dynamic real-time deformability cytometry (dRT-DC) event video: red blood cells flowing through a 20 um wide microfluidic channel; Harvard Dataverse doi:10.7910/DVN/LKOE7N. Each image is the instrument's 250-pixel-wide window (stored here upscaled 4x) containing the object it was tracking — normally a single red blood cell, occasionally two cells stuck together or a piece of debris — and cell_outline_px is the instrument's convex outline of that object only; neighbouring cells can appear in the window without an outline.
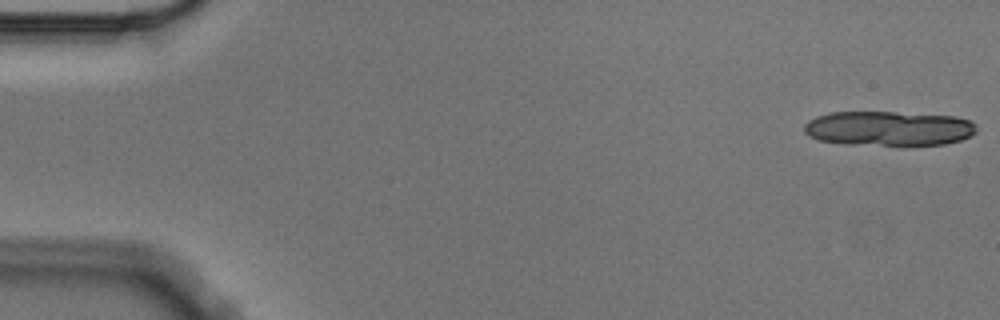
{"species": "Egyptian fruit bat (a non-hibernating species)", "species_latin": "Rousettus aegyptiacus", "temperature_condition": "cold", "stored_images_in_passage": 7, "camera_frame_rate_fps": 3000, "um_per_image_px": 0.085, "animal": {"sex": "male"}, "frame": {"image": 1, "passage_image": 1, "time_ms": 0.0, "image_size_px": [1000, 320], "cell_outline_px": [[976, 132], [972, 136], [960, 140], [944, 144], [904, 148], [820, 140], [808, 136], [804, 132], [804, 124], [808, 120], [816, 116], [828, 112], [896, 112], [956, 116], [972, 120], [976, 124]], "centroid_in_image_um": [75.61, 10.94], "position_along_channel_um": 9.4, "area_um2": 35.84}}
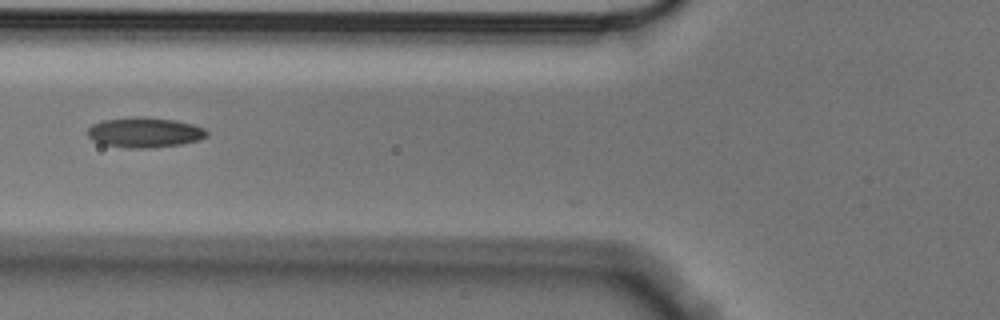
{"frame": {"image": 2, "passage_image": 6, "time_ms": 1.667, "image_size_px": [1000, 320], "cell_outline_px": [[208, 136], [200, 140], [180, 144], [148, 148], [124, 148], [104, 144], [92, 140], [88, 136], [88, 128], [92, 124], [104, 120], [136, 116], [144, 116], [176, 120], [192, 124], [204, 128], [208, 132]], "centroid_in_image_um": [12.31, 11.25], "position_along_channel_um": 113.5, "area_um2": 21.04}}